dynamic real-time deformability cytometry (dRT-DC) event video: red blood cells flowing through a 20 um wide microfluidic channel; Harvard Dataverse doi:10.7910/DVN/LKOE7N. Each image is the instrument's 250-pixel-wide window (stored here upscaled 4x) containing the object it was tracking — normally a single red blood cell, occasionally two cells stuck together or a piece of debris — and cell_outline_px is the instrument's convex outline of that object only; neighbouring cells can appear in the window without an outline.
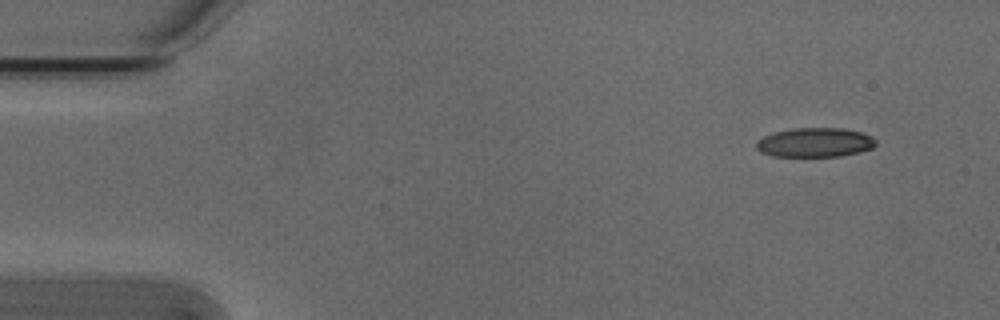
{"species": "Egyptian fruit bat (a non-hibernating species)", "species_latin": "Rousettus aegyptiacus", "temperature_condition": "cold", "stored_images_in_passage": 5, "segment_of_instrument_passage": [2, 2], "camera_frame_rate_fps": 3000, "um_per_image_px": 0.085, "animal": {"sex": "male"}, "frame": {"image": 1, "passage_image": 5, "time_ms": 1.333, "image_size_px": [1000, 320], "cell_outline_px": [[876, 144], [872, 148], [860, 152], [840, 156], [772, 156], [760, 152], [756, 148], [756, 140], [772, 132], [792, 128], [844, 128], [860, 132], [872, 136], [876, 140]], "centroid_in_image_um": [69.25, 12.1], "position_along_channel_um": 15.8, "area_um2": 20.58}}